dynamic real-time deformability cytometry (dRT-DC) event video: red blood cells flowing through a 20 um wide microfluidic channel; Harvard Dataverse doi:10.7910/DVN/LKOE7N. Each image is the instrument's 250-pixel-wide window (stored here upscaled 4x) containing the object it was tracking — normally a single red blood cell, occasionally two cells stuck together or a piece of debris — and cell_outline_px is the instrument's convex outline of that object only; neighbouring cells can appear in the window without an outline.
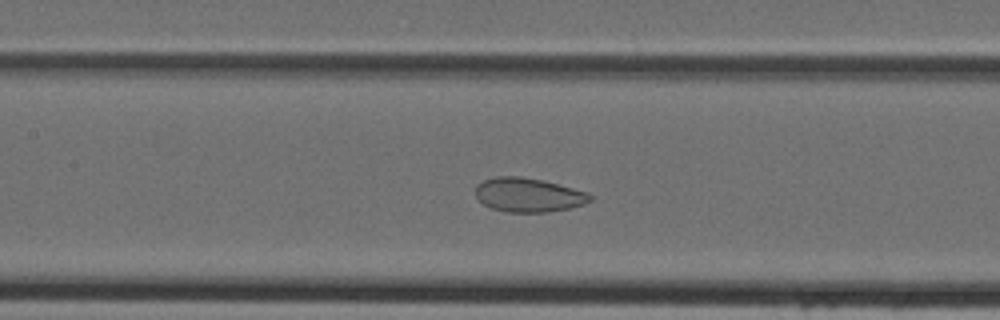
{"species": "Egyptian fruit bat (a non-hibernating species)", "species_latin": "Rousettus aegyptiacus", "temperature_condition": "cold", "stored_images_in_passage": 32, "camera_frame_rate_fps": 3000, "um_per_image_px": 0.085, "animal": {"sex": "female"}, "frame": {"image": 1, "passage_image": 8, "time_ms": 2.333, "image_size_px": [1000, 320], "cell_outline_px": [[592, 200], [584, 204], [572, 208], [548, 212], [504, 212], [492, 208], [484, 204], [476, 196], [476, 184], [484, 180], [496, 176], [520, 176], [544, 180], [588, 192], [592, 196]], "centroid_in_image_um": [44.93, 16.57], "position_along_channel_um": 162.5, "area_um2": 22.95}}
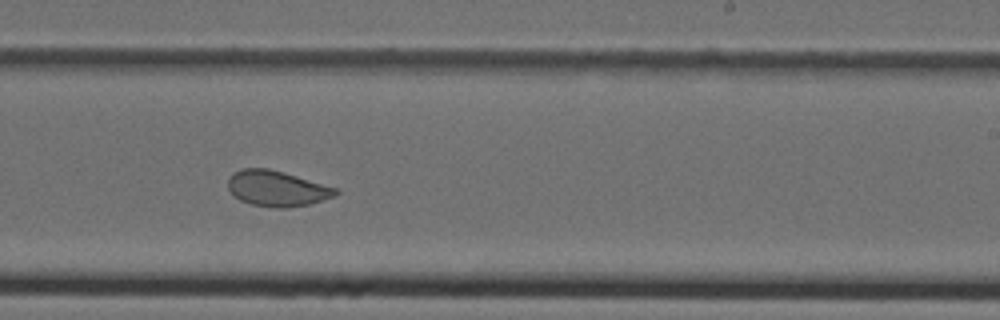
{"frame": {"image": 2, "passage_image": 15, "time_ms": 4.667, "image_size_px": [1000, 320], "cell_outline_px": [[340, 192], [336, 196], [308, 204], [288, 208], [276, 208], [252, 204], [240, 200], [232, 196], [228, 188], [228, 176], [232, 172], [244, 168], [268, 168], [284, 172], [336, 188]], "centroid_in_image_um": [23.5, 16.02], "position_along_channel_um": 265.5, "area_um2": 22.43}}
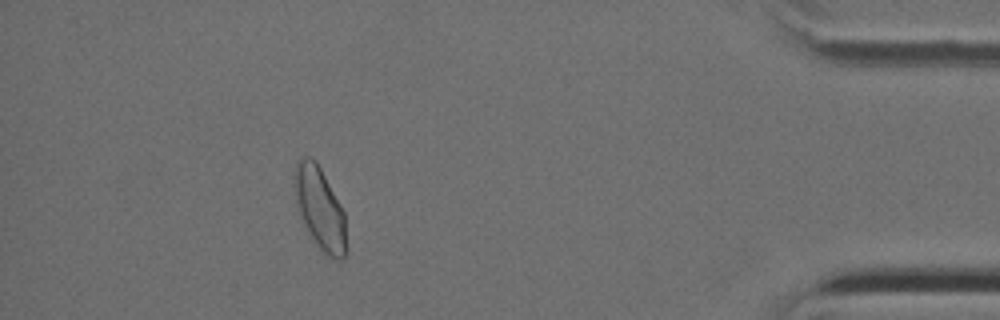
{"frame": {"image": 3, "passage_image": 28, "time_ms": 9.0, "image_size_px": [1000, 320], "cell_outline_px": [[344, 256], [340, 260], [328, 256], [320, 252], [304, 224], [296, 208], [296, 160], [304, 156], [308, 156], [316, 160], [340, 204], [344, 212]], "centroid_in_image_um": [27.17, 17.71], "position_along_channel_um": 408.0, "area_um2": 24.16}}